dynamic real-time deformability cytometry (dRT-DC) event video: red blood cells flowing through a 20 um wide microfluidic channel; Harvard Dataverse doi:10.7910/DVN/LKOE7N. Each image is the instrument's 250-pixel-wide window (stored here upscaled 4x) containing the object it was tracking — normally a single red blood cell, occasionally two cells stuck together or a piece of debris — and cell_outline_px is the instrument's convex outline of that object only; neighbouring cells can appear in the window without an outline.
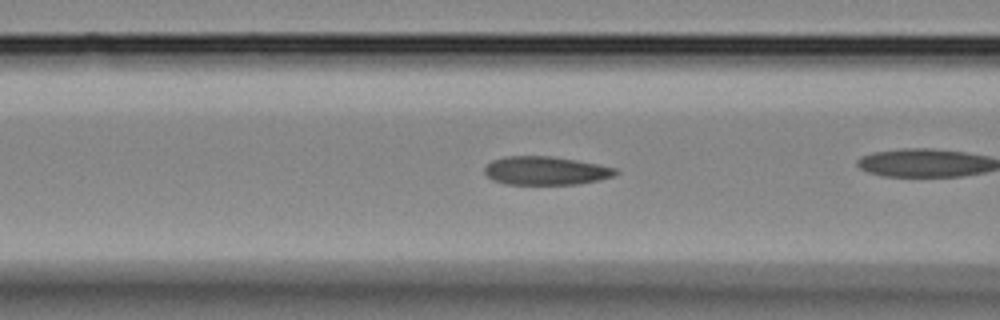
{"species": "Egyptian fruit bat (a non-hibernating species)", "species_latin": "Rousettus aegyptiacus", "temperature_condition": "room temperature", "stored_images_in_passage": 23, "camera_frame_rate_fps": 3000, "um_per_image_px": 0.085, "animal": {"sex": "female"}, "frame": {"image": 1, "passage_image": 7, "time_ms": 2.0, "image_size_px": [1000, 320], "cell_outline_px": [[620, 172], [616, 176], [600, 180], [580, 184], [504, 184], [492, 180], [484, 172], [484, 168], [492, 160], [504, 156], [552, 156], [576, 160], [620, 168]], "centroid_in_image_um": [46.45, 14.51], "position_along_channel_um": 120.2, "area_um2": 22.08}}